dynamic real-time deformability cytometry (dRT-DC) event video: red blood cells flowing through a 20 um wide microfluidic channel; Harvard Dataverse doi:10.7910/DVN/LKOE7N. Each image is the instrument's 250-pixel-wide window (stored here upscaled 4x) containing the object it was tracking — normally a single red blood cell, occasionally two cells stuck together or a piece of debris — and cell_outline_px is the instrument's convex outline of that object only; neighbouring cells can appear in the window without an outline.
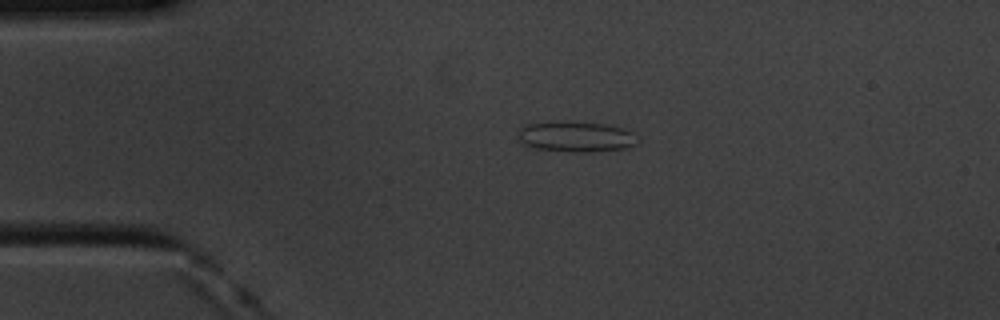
{"species": "common noctule bat (a hibernating species)", "species_latin": "Nyctalus noctula", "temperature_condition": "cold", "stored_images_in_passage": 4, "camera_frame_rate_fps": 3000, "um_per_image_px": 0.085, "animal": {"sex": "male", "body_mass_g": 20.1, "forearm_length_mm": 53.5}, "frame": {"image": 1, "passage_image": 1, "time_ms": 0.0, "image_size_px": [1000, 320], "cell_outline_px": [[640, 140], [636, 144], [628, 148], [592, 152], [572, 152], [528, 148], [520, 144], [520, 128], [524, 124], [604, 124], [620, 128], [632, 132]], "centroid_in_image_um": [48.98, 11.69], "position_along_channel_um": 36.0, "area_um2": 20.63}}